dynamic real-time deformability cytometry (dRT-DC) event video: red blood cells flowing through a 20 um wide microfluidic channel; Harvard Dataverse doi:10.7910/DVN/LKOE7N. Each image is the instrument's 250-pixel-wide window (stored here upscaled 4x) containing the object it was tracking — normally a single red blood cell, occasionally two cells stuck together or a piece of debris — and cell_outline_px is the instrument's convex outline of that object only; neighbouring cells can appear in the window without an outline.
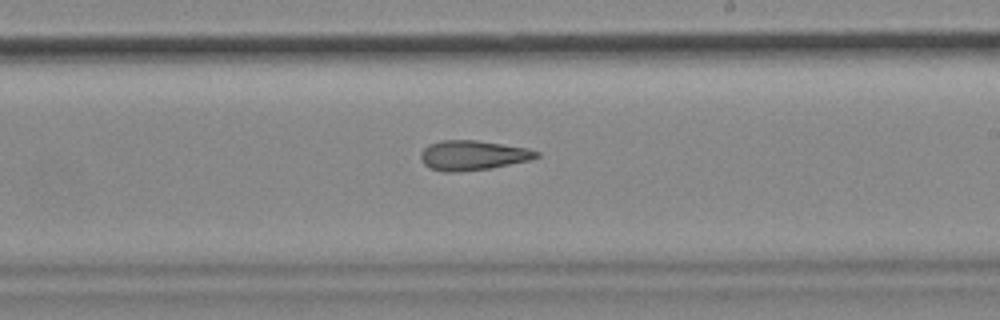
{"species": "common noctule bat (a hibernating species)", "species_latin": "Nyctalus noctula", "temperature_condition": "cold", "stored_images_in_passage": 42, "camera_frame_rate_fps": 3000, "um_per_image_px": 0.085, "animal": {"sex": "female", "body_mass_g": 18.4}, "frame": {"image": 1, "passage_image": 19, "time_ms": 6.0, "image_size_px": [1000, 320], "cell_outline_px": [[540, 156], [528, 160], [492, 168], [460, 172], [444, 172], [432, 168], [424, 164], [420, 160], [420, 152], [428, 144], [440, 140], [476, 140], [528, 148], [540, 152]], "centroid_in_image_um": [40.16, 13.2], "position_along_channel_um": 248.8, "area_um2": 20.17}, "authors_computed_cell_mechanics": {"area_um2": 20.4034, "velocity_mm_per_s": 3.5737, "shape_relaxation_time_tau1_ms": null, "shape_relaxation_time_tau2_ms": 7.6433, "deformation_change_tau1": null, "deformation_change_tau2": 0.2001}}